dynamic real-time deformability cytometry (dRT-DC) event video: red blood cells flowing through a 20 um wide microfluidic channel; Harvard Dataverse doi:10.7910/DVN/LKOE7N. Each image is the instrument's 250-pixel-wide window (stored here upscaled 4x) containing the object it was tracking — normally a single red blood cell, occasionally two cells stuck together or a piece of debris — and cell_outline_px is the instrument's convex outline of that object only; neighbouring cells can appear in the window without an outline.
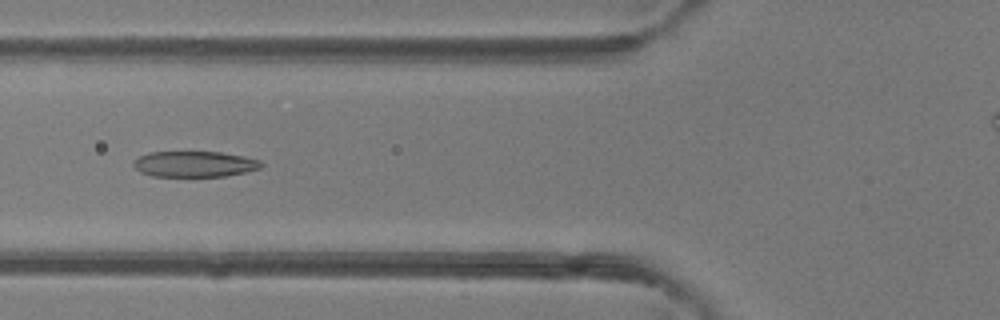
{"species": "common noctule bat (a hibernating species)", "species_latin": "Nyctalus noctula", "temperature_condition": "room temperature", "stored_images_in_passage": 44, "camera_frame_rate_fps": 3000, "um_per_image_px": 0.085, "animal": {"sex": "female"}, "frame": {"image": 1, "passage_image": 18, "time_ms": 5.667, "image_size_px": [1000, 320], "cell_outline_px": [[264, 164], [260, 168], [244, 172], [224, 176], [152, 176], [140, 172], [132, 164], [132, 160], [148, 152], [220, 152], [244, 156], [260, 160]], "centroid_in_image_um": [16.51, 13.94], "position_along_channel_um": 109.3, "area_um2": 19.19}}
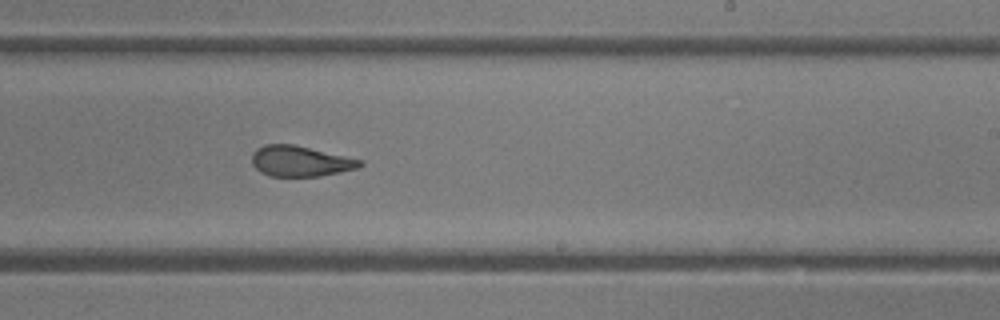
{"frame": {"image": 2, "passage_image": 29, "time_ms": 9.333, "image_size_px": [1000, 320], "cell_outline_px": [[364, 164], [356, 168], [340, 172], [320, 176], [268, 176], [260, 172], [252, 164], [252, 152], [256, 148], [264, 144], [292, 144], [364, 160]], "centroid_in_image_um": [25.5, 13.7], "position_along_channel_um": 263.5, "area_um2": 19.31}}
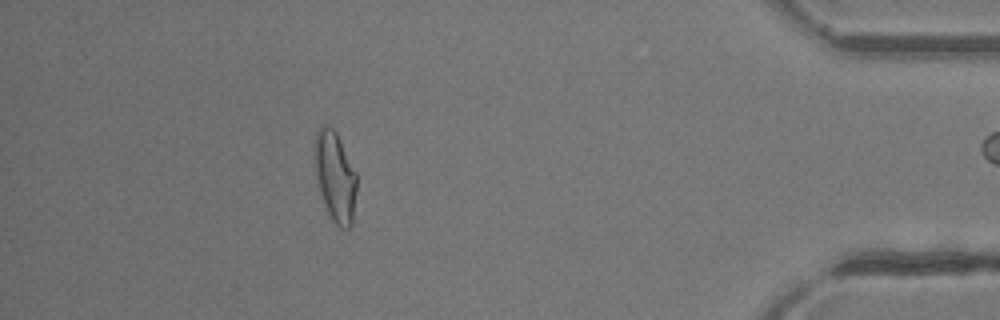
{"frame": {"image": 3, "passage_image": 43, "time_ms": 14.0, "image_size_px": [1000, 320], "cell_outline_px": [[356, 192], [352, 224], [348, 228], [340, 228], [328, 216], [320, 192], [316, 176], [316, 132], [324, 124], [332, 128], [336, 132], [356, 172]], "centroid_in_image_um": [28.51, 15.07], "position_along_channel_um": 406.7, "area_um2": 21.68}}